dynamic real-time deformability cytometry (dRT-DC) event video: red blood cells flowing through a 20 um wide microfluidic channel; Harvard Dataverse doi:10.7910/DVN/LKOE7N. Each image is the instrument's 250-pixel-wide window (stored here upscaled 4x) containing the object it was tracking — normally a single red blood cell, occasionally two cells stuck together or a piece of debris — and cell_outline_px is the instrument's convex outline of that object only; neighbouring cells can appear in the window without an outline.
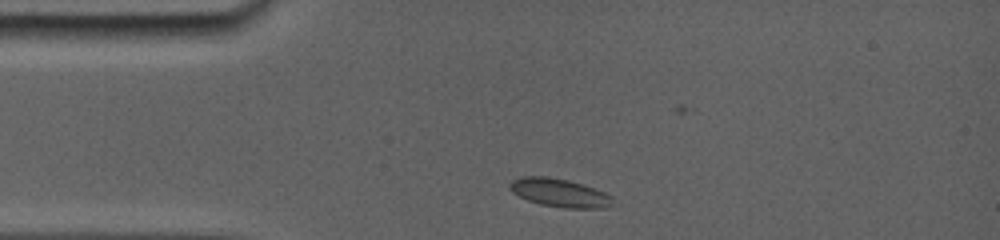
{"species": "common noctule bat (a hibernating species)", "species_latin": "Nyctalus noctula", "temperature_condition": "room temperature", "stored_images_in_passage": 22, "camera_frame_rate_fps": 5000, "um_per_image_px": 0.085, "animal": {"sex": "female", "body_mass_g": 19.0, "forearm_length_mm": 56.7}, "frame": {"image": 1, "passage_image": 1, "time_ms": 0.0, "image_size_px": [1000, 240], "cell_outline_px": [[612, 204], [604, 208], [564, 208], [540, 204], [528, 200], [512, 192], [508, 188], [508, 184], [512, 180], [520, 176], [548, 176], [568, 180], [584, 184], [596, 188], [612, 196]], "centroid_in_image_um": [47.54, 16.37], "position_along_channel_um": 37.5, "area_um2": 17.17}}
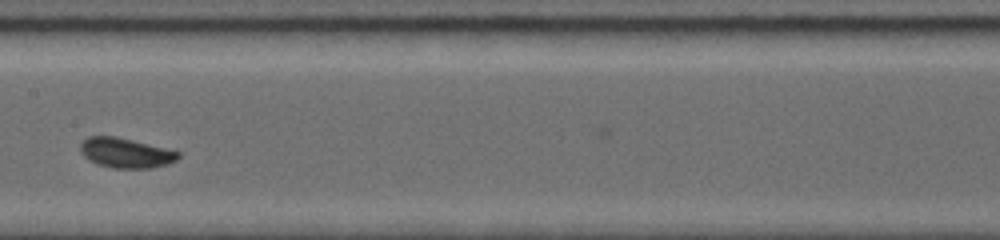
{"frame": {"image": 2, "passage_image": 8, "time_ms": 4.8, "image_size_px": [1000, 240], "cell_outline_px": [[180, 156], [176, 160], [168, 164], [152, 168], [112, 168], [96, 164], [88, 160], [84, 156], [80, 148], [80, 144], [88, 136], [112, 136], [180, 152]], "centroid_in_image_um": [10.66, 13.02], "position_along_channel_um": 196.7, "area_um2": 16.76}}
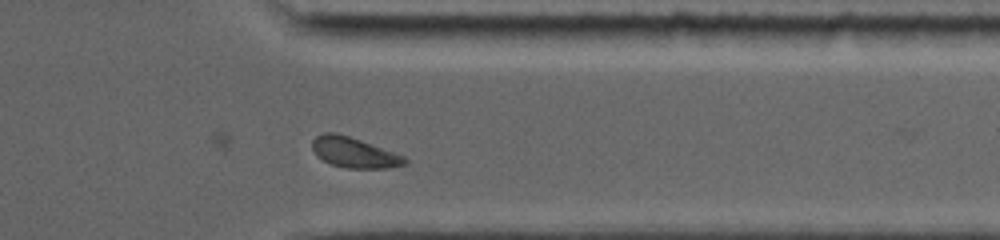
{"frame": {"image": 3, "passage_image": 16, "time_ms": 9.6, "image_size_px": [1000, 240], "cell_outline_px": [[408, 164], [388, 168], [348, 168], [332, 164], [316, 156], [312, 148], [312, 140], [316, 136], [324, 132], [336, 132], [360, 140], [404, 156], [408, 160]], "centroid_in_image_um": [30.09, 12.96], "position_along_channel_um": 381.3, "area_um2": 16.24}, "authors_computed_cell_mechanics": {"area_um2": 16.3863, "velocity_mm_per_s": 3.8253, "shape_relaxation_time_tau1_ms": 2.2612, "shape_relaxation_time_tau2_ms": null, "deformation_change_tau1": 0.0883, "deformation_change_tau2": null}}